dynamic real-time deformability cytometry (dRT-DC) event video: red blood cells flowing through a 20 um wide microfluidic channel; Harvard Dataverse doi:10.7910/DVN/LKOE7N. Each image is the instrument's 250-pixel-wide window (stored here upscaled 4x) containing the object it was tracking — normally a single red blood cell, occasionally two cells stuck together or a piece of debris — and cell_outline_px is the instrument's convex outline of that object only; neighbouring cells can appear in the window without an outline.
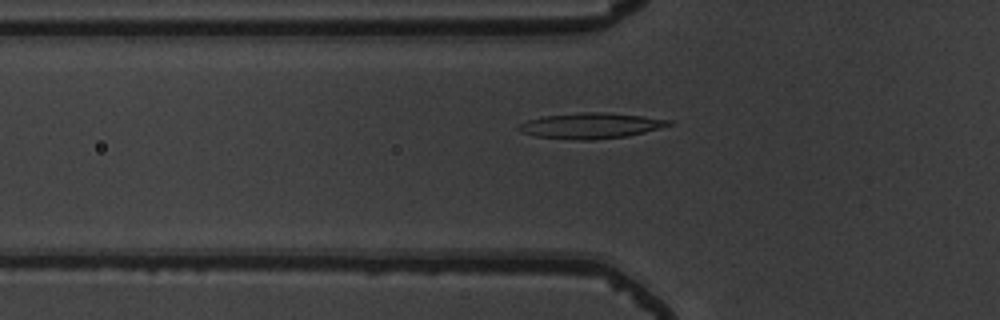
{"species": "common noctule bat (a hibernating species)", "species_latin": "Nyctalus noctula", "temperature_condition": "warm", "stored_images_in_passage": 52, "camera_frame_rate_fps": 3000, "um_per_image_px": 0.085, "animal": {"sex": "male", "body_mass_g": 19.5, "forearm_length_mm": 54.6}, "frame": {"image": 1, "passage_image": 17, "time_ms": 5.333, "image_size_px": [1000, 320], "cell_outline_px": [[672, 124], [660, 128], [628, 136], [592, 140], [580, 140], [536, 136], [520, 132], [516, 128], [516, 124], [528, 120], [544, 116], [580, 112], [604, 112], [640, 116], [672, 120]], "centroid_in_image_um": [50.17, 10.68], "position_along_channel_um": 75.6, "area_um2": 22.37}}
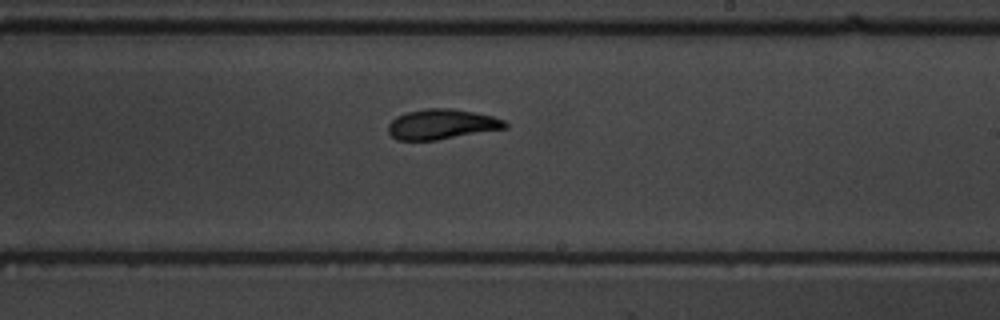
{"frame": {"image": 2, "passage_image": 31, "time_ms": 10.0, "image_size_px": [1000, 320], "cell_outline_px": [[508, 128], [436, 140], [396, 140], [388, 132], [388, 124], [396, 116], [408, 112], [424, 108], [452, 108], [492, 116], [504, 120], [508, 124]], "centroid_in_image_um": [37.54, 10.56], "position_along_channel_um": 251.5, "area_um2": 20.52}}
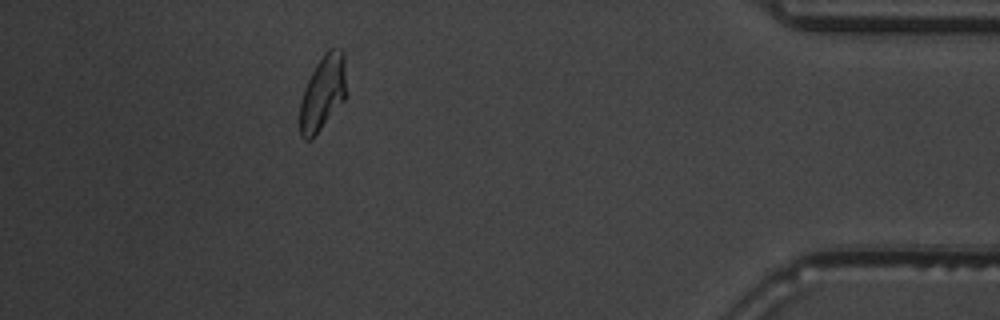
{"frame": {"image": 3, "passage_image": 47, "time_ms": 15.333, "image_size_px": [1000, 320], "cell_outline_px": [[348, 96], [312, 140], [304, 140], [300, 136], [300, 100], [304, 88], [316, 64], [324, 52], [328, 48], [340, 48], [344, 52], [348, 92]], "centroid_in_image_um": [27.48, 7.89], "position_along_channel_um": 407.7, "area_um2": 20.98}, "authors_computed_cell_mechanics": {"area_um2": 20.8369, "velocity_mm_per_s": 3.757, "shape_relaxation_time_tau1_ms": 7.0076, "shape_relaxation_time_tau2_ms": 1.7251, "deformation_change_tau1": 0.2284, "deformation_change_tau2": 0.0891}}